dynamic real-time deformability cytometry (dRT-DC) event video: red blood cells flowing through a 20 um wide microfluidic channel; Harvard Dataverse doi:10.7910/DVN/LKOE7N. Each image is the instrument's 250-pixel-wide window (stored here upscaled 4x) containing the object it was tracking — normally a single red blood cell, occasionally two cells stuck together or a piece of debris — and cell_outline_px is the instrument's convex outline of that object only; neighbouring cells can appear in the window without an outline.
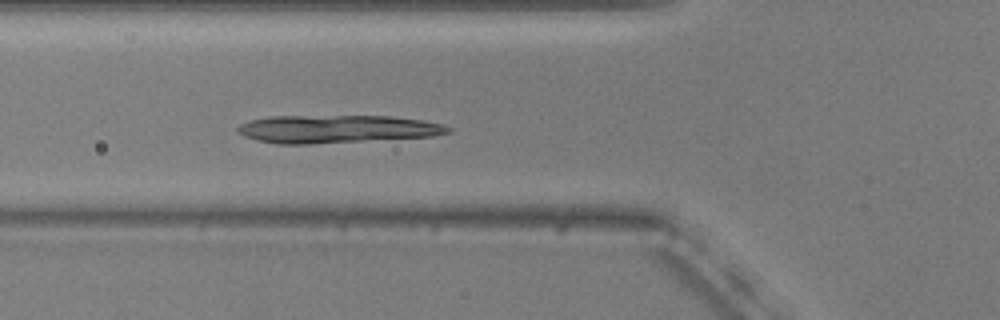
{"species": "common noctule bat (a hibernating species)", "species_latin": "Nyctalus noctula", "temperature_condition": "warm", "stored_images_in_passage": 56, "camera_frame_rate_fps": 3000, "um_per_image_px": 0.085, "animal": {"sex": "male", "body_mass_g": 20.5, "forearm_length_mm": 52.5}, "frame": {"image": 1, "passage_image": 20, "time_ms": 6.333, "image_size_px": [1000, 320], "cell_outline_px": [[452, 132], [432, 136], [308, 144], [276, 144], [256, 140], [244, 136], [236, 132], [236, 128], [240, 124], [252, 120], [268, 116], [388, 116], [424, 120], [444, 124], [452, 128]], "centroid_in_image_um": [28.62, 10.96], "position_along_channel_um": 97.2, "area_um2": 34.28}}
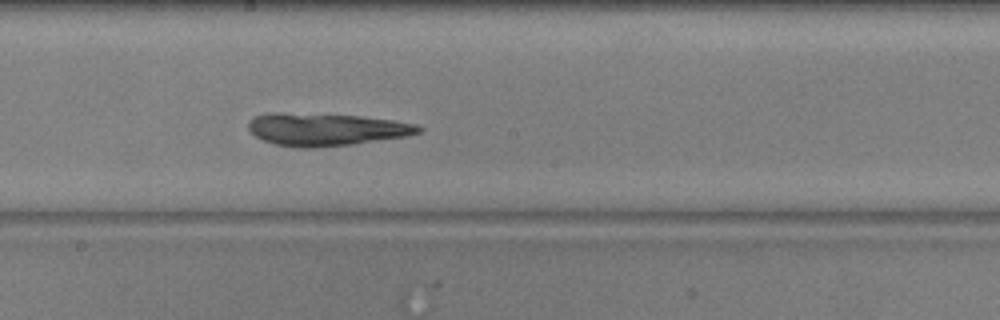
{"frame": {"image": 2, "passage_image": 30, "time_ms": 9.667, "image_size_px": [1000, 320], "cell_outline_px": [[424, 128], [420, 132], [408, 136], [352, 144], [316, 148], [296, 148], [276, 144], [264, 140], [256, 136], [248, 128], [248, 120], [256, 116], [268, 112], [280, 112], [360, 116], [392, 120], [416, 124]], "centroid_in_image_um": [27.7, 11.0], "position_along_channel_um": 220.5, "area_um2": 32.37}}
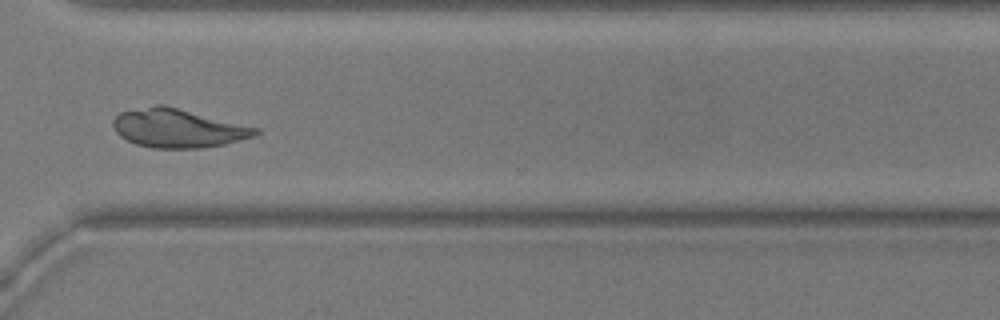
{"frame": {"image": 3, "passage_image": 41, "time_ms": 13.333, "image_size_px": [1000, 320], "cell_outline_px": [[260, 132], [256, 136], [224, 144], [200, 148], [152, 148], [136, 144], [120, 136], [116, 132], [112, 124], [112, 120], [120, 112], [156, 104], [164, 104], [260, 128]], "centroid_in_image_um": [15.14, 10.89], "position_along_channel_um": 355.5, "area_um2": 32.25}}